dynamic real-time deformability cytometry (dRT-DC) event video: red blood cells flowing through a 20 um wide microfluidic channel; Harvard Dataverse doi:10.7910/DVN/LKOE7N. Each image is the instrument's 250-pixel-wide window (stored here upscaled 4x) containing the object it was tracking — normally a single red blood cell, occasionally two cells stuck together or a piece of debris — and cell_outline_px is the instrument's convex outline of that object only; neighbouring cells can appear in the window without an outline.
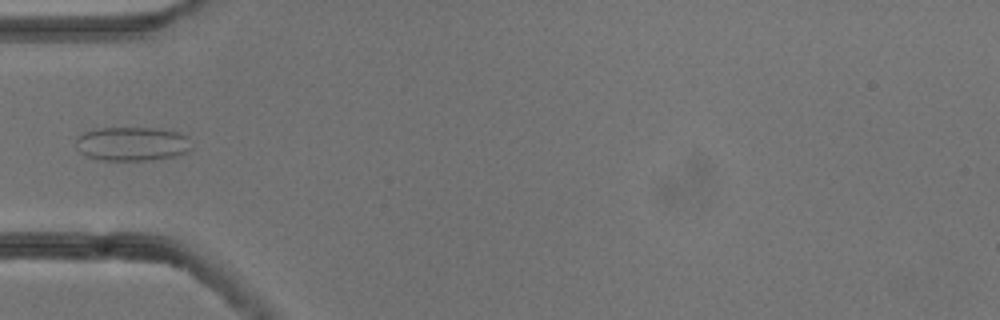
{"species": "common noctule bat (a hibernating species)", "species_latin": "Nyctalus noctula", "temperature_condition": "cold", "stored_images_in_passage": 6, "camera_frame_rate_fps": 3000, "um_per_image_px": 0.085, "animal": {"sex": "male", "body_mass_g": 13.3}, "frame": {"image": 1, "passage_image": 5, "time_ms": 1.333, "image_size_px": [1000, 320], "cell_outline_px": [[192, 148], [184, 152], [172, 156], [152, 160], [104, 160], [88, 156], [80, 152], [76, 148], [76, 140], [84, 132], [100, 128], [152, 128], [176, 132], [188, 136]], "centroid_in_image_um": [11.22, 12.22], "position_along_channel_um": 73.8, "area_um2": 22.6}}
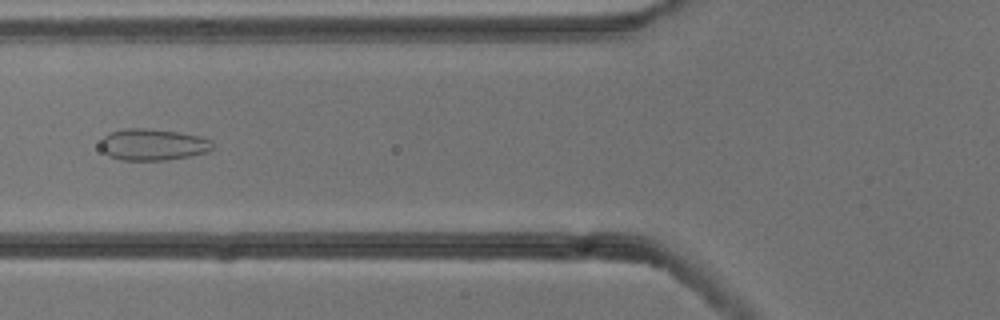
{"frame": {"image": 2, "passage_image": 6, "time_ms": 1.667, "image_size_px": [1000, 320], "cell_outline_px": [[212, 148], [208, 152], [188, 156], [164, 160], [120, 160], [108, 156], [100, 148], [100, 144], [104, 136], [112, 132], [128, 128], [144, 128], [180, 132], [200, 136], [212, 140]], "centroid_in_image_um": [12.99, 12.29], "position_along_channel_um": 112.8, "area_um2": 20.58}}